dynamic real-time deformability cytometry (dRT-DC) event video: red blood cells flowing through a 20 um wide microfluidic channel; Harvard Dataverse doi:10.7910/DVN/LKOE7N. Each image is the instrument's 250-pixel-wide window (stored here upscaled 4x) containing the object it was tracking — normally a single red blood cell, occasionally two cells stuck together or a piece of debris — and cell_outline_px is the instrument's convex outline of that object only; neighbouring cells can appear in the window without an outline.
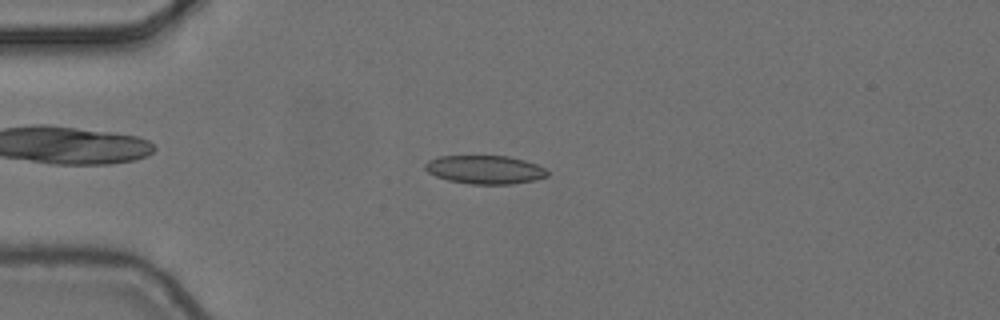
{"species": "common noctule bat (a hibernating species)", "species_latin": "Nyctalus noctula", "temperature_condition": "cold", "stored_images_in_passage": 7, "camera_frame_rate_fps": 3000, "um_per_image_px": 0.085, "animal": {"sex": "female", "body_mass_g": 24.6, "forearm_length_mm": 56.2}, "frame": {"image": 1, "passage_image": 4, "time_ms": 1.0, "image_size_px": [1000, 320], "cell_outline_px": [[548, 176], [532, 180], [512, 184], [472, 184], [448, 180], [436, 176], [428, 172], [424, 168], [424, 164], [428, 160], [440, 156], [508, 156], [524, 160], [536, 164], [544, 168], [548, 172]], "centroid_in_image_um": [41.2, 14.41], "position_along_channel_um": 43.8, "area_um2": 20.17}}
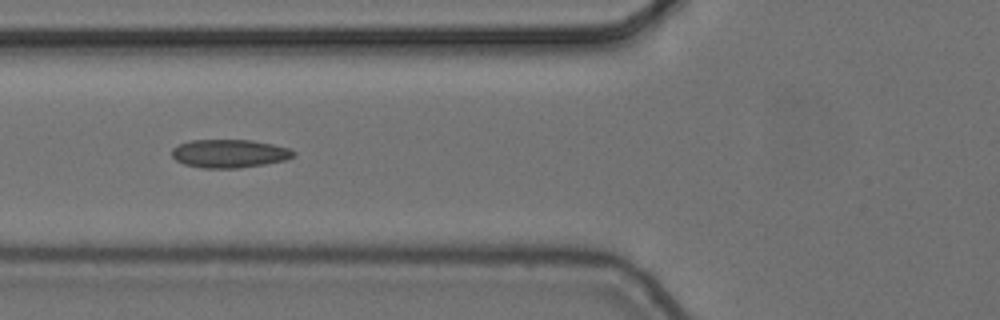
{"frame": {"image": 2, "passage_image": 6, "time_ms": 1.667, "image_size_px": [1000, 320], "cell_outline_px": [[296, 156], [284, 160], [264, 164], [240, 168], [200, 168], [184, 164], [176, 160], [172, 156], [172, 148], [180, 144], [192, 140], [252, 140], [292, 148], [296, 152]], "centroid_in_image_um": [19.53, 13.05], "position_along_channel_um": 106.3, "area_um2": 20.17}}
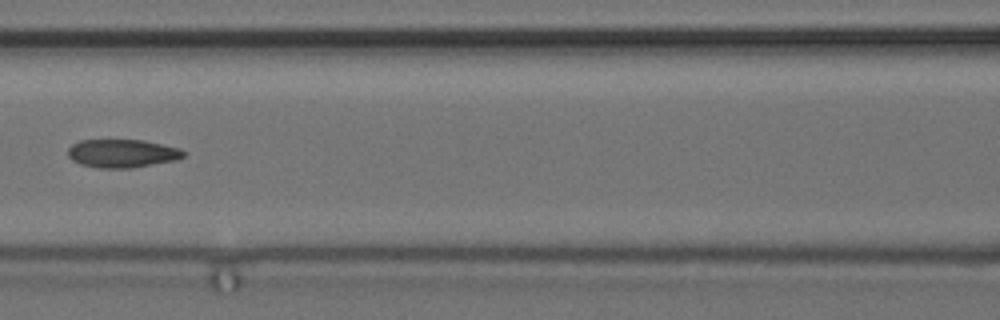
{"frame": {"image": 3, "passage_image": 7, "time_ms": 2.0, "image_size_px": [1000, 320], "cell_outline_px": [[188, 152], [184, 156], [176, 160], [132, 168], [96, 168], [80, 164], [72, 160], [68, 156], [68, 148], [72, 144], [80, 140], [144, 140], [180, 148]], "centroid_in_image_um": [10.4, 13.04], "position_along_channel_um": 156.2, "area_um2": 19.25}}